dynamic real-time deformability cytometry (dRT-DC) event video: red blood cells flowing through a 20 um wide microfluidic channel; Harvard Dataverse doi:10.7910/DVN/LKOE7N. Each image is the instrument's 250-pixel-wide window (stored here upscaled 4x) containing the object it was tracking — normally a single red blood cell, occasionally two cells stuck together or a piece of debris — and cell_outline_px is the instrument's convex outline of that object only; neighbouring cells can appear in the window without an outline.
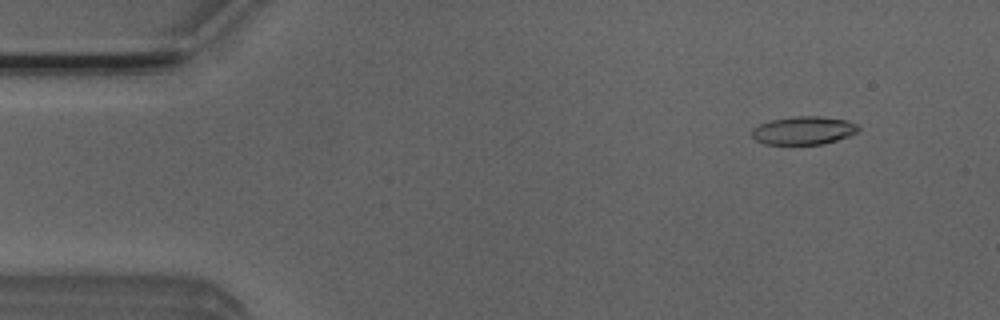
{"species": "Egyptian fruit bat (a non-hibernating species)", "species_latin": "Rousettus aegyptiacus", "temperature_condition": "room temperature", "stored_images_in_passage": 4, "camera_frame_rate_fps": 3000, "um_per_image_px": 0.085, "animal": {"sex": "male"}, "frame": {"image": 1, "passage_image": 2, "time_ms": 0.333, "image_size_px": [1000, 320], "cell_outline_px": [[860, 132], [824, 144], [764, 144], [756, 140], [752, 136], [752, 128], [760, 124], [772, 120], [796, 116], [820, 116], [848, 120], [856, 124], [860, 128]], "centroid_in_image_um": [68.33, 11.09], "position_along_channel_um": 16.7, "area_um2": 17.51}}